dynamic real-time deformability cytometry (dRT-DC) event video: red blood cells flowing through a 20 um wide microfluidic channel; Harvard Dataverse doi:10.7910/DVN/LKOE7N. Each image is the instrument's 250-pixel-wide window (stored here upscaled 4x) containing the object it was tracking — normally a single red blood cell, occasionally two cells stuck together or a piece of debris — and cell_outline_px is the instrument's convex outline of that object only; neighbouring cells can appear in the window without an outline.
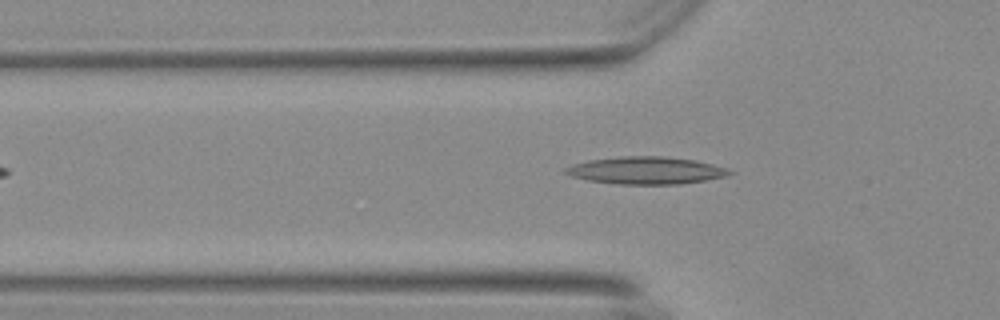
{"species": "Egyptian fruit bat (a non-hibernating species)", "species_latin": "Rousettus aegyptiacus", "temperature_condition": "warm", "stored_images_in_passage": 46, "camera_frame_rate_fps": 3000, "um_per_image_px": 0.085, "animal": {"sex": "female"}, "frame": {"image": 1, "passage_image": 8, "time_ms": 2.333, "image_size_px": [1000, 320], "cell_outline_px": [[736, 172], [728, 176], [680, 184], [616, 184], [588, 180], [572, 176], [564, 172], [564, 168], [572, 164], [588, 160], [620, 156], [660, 156], [696, 160], [712, 164]], "centroid_in_image_um": [54.9, 14.48], "position_along_channel_um": 70.9, "area_um2": 26.13}}
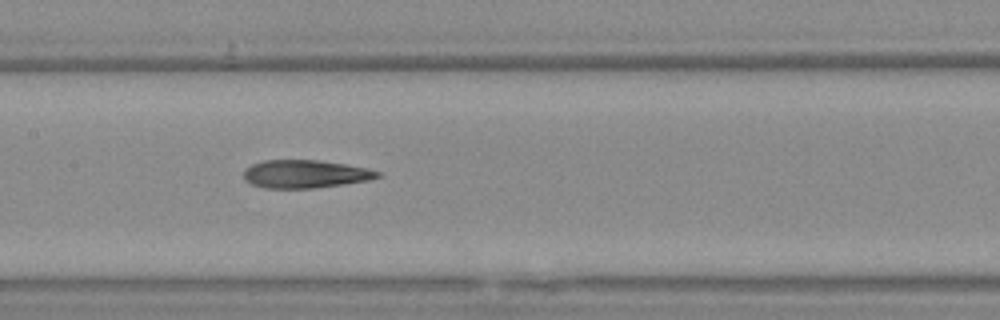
{"frame": {"image": 2, "passage_image": 17, "time_ms": 5.333, "image_size_px": [1000, 320], "cell_outline_px": [[384, 176], [368, 180], [312, 188], [264, 188], [252, 184], [244, 180], [244, 168], [252, 164], [264, 160], [316, 160], [344, 164], [368, 168], [380, 172]], "centroid_in_image_um": [25.92, 14.78], "position_along_channel_um": 181.5, "area_um2": 21.79}}
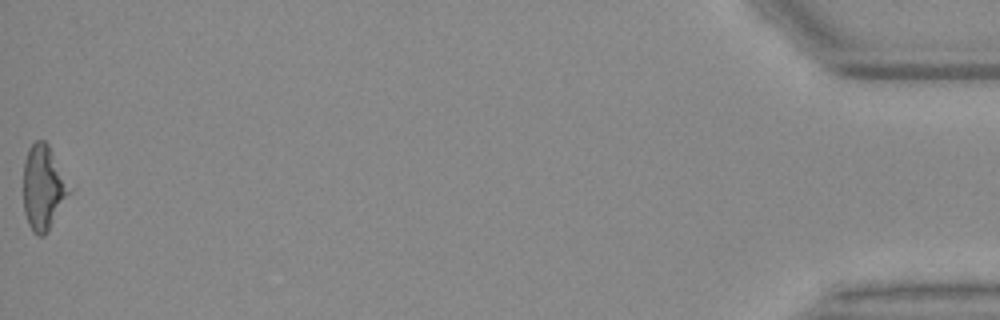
{"frame": {"image": 3, "passage_image": 46, "time_ms": 15.0, "image_size_px": [1000, 320], "cell_outline_px": [[72, 192], [48, 232], [44, 236], [36, 236], [32, 232], [28, 224], [24, 212], [24, 160], [28, 148], [36, 140], [44, 140], [48, 144]], "centroid_in_image_um": [3.67, 16.0], "position_along_channel_um": 431.5, "area_um2": 22.72}, "authors_computed_cell_mechanics": {"area_um2": 22.5998, "velocity_mm_per_s": 3.6488, "shape_relaxation_time_tau1_ms": null, "shape_relaxation_time_tau2_ms": 2.0394, "deformation_change_tau1": null, "deformation_change_tau2": 0.1315}}